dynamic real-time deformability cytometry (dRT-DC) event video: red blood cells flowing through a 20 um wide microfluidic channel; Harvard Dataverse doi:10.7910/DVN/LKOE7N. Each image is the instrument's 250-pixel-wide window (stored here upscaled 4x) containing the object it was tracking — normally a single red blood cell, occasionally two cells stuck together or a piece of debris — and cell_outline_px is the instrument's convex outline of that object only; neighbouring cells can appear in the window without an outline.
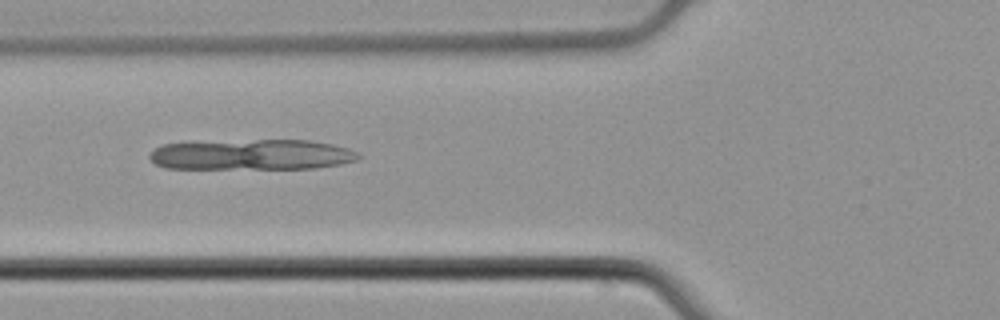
{"species": "common noctule bat (a hibernating species)", "species_latin": "Nyctalus noctula", "temperature_condition": "cold", "stored_images_in_passage": 6, "camera_frame_rate_fps": 3000, "um_per_image_px": 0.085, "animal": {"sex": "male", "body_mass_g": 21.5, "forearm_length_mm": 52.0}, "frame": {"image": 1, "passage_image": 5, "time_ms": 1.333, "image_size_px": [1000, 320], "cell_outline_px": [[360, 156], [356, 160], [340, 164], [316, 168], [164, 168], [156, 164], [148, 156], [160, 144], [256, 140], [308, 140], [332, 144], [348, 148], [356, 152]], "centroid_in_image_um": [21.42, 13.15], "position_along_channel_um": 104.4, "area_um2": 36.7}}